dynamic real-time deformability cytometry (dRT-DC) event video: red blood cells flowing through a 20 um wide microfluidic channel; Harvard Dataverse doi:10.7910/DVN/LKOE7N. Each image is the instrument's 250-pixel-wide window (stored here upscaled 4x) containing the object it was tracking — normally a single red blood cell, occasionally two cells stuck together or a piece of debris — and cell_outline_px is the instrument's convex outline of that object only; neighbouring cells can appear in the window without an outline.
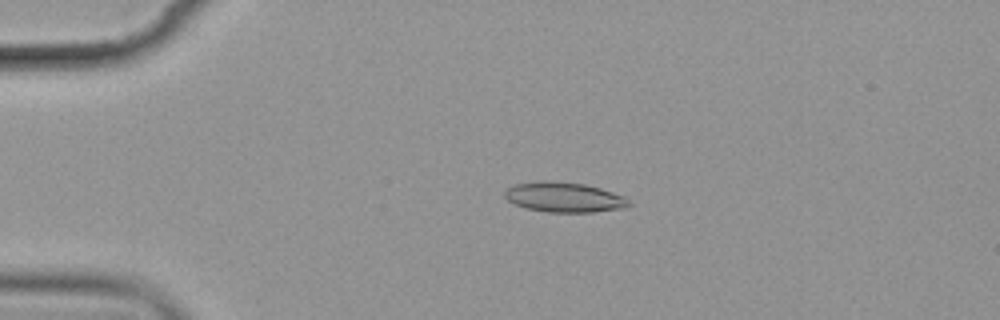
{"species": "common noctule bat (a hibernating species)", "species_latin": "Nyctalus noctula", "temperature_condition": "cold", "stored_images_in_passage": 5, "camera_frame_rate_fps": 3000, "um_per_image_px": 0.085, "animal": {"sex": "female", "body_mass_g": 19.9}, "frame": {"image": 1, "passage_image": 4, "time_ms": 3.667, "image_size_px": [1000, 320], "cell_outline_px": [[632, 204], [624, 208], [592, 212], [548, 212], [528, 208], [516, 204], [508, 200], [504, 196], [504, 192], [508, 188], [516, 184], [540, 180], [544, 180], [584, 184], [600, 188], [624, 196]], "centroid_in_image_um": [47.96, 16.76], "position_along_channel_um": 37.0, "area_um2": 21.5}}